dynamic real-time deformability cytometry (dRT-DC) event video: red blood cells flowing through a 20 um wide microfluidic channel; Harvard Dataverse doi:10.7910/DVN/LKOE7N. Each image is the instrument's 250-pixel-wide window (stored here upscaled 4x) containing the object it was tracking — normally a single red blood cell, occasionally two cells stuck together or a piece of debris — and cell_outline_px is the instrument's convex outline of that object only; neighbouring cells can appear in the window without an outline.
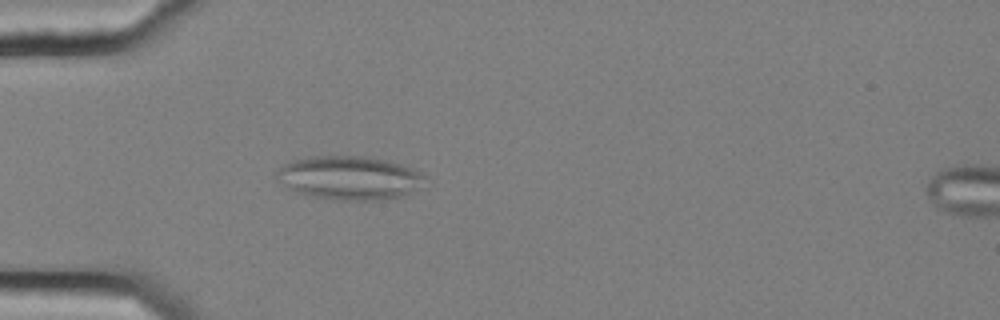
{"species": "common noctule bat (a hibernating species)", "species_latin": "Nyctalus noctula", "temperature_condition": "cold", "stored_images_in_passage": 24, "camera_frame_rate_fps": 3000, "um_per_image_px": 0.085, "animal": {"sex": "female", "body_mass_g": 25.1}, "frame": {"image": 1, "passage_image": 17, "time_ms": 5.333, "image_size_px": [1000, 320], "cell_outline_px": [[428, 176], [412, 192], [400, 196], [384, 200], [340, 200], [312, 196], [296, 192], [288, 188], [276, 176], [276, 172], [284, 164], [296, 160], [312, 156], [368, 156], [400, 164], [412, 168]], "centroid_in_image_um": [29.72, 15.12], "position_along_channel_um": 55.3, "area_um2": 37.4}}